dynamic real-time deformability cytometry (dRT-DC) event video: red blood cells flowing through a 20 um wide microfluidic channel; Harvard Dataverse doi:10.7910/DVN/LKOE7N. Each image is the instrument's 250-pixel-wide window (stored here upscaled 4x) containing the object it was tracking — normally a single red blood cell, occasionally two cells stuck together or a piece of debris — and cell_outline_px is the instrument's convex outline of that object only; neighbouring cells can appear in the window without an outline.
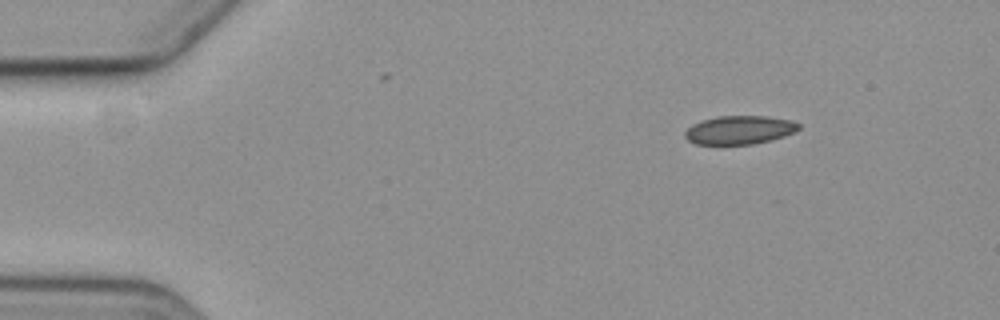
{"species": "common noctule bat (a hibernating species)", "species_latin": "Nyctalus noctula", "temperature_condition": "cold", "stored_images_in_passage": 4, "camera_frame_rate_fps": 3000, "um_per_image_px": 0.085, "animal": {"sex": "female", "body_mass_g": 19.3, "forearm_length_mm": 54.1}, "frame": {"image": 1, "passage_image": 1, "time_ms": 0.0, "image_size_px": [1000, 320], "cell_outline_px": [[800, 128], [784, 136], [772, 140], [752, 144], [696, 144], [688, 140], [684, 136], [684, 132], [692, 124], [700, 120], [716, 116], [768, 116], [792, 120], [800, 124]], "centroid_in_image_um": [62.84, 11.04], "position_along_channel_um": 22.2, "area_um2": 19.02}}
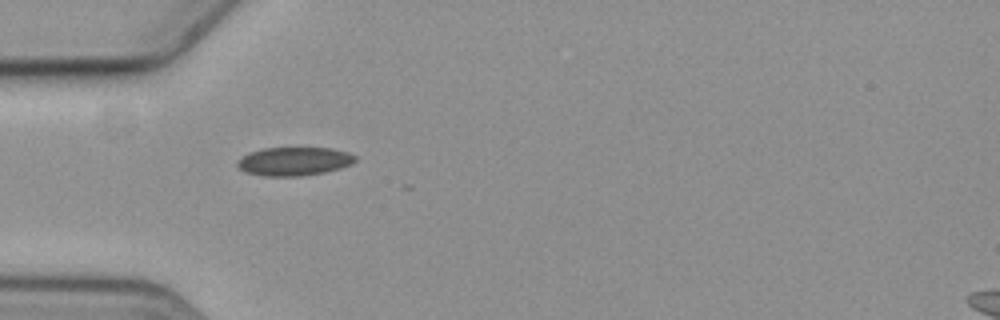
{"frame": {"image": 2, "passage_image": 3, "time_ms": 3.333, "image_size_px": [1000, 320], "cell_outline_px": [[356, 160], [352, 164], [340, 168], [324, 172], [300, 176], [264, 176], [244, 172], [236, 164], [236, 160], [248, 152], [264, 148], [332, 148], [348, 152], [356, 156]], "centroid_in_image_um": [24.98, 13.71], "position_along_channel_um": 60.0, "area_um2": 19.71}}
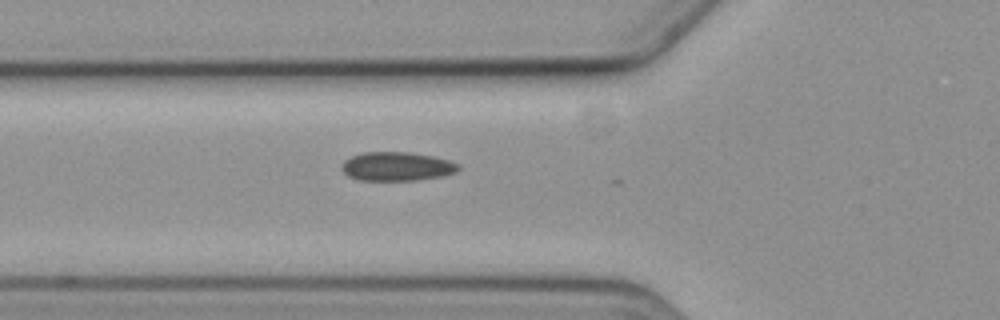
{"frame": {"image": 3, "passage_image": 4, "time_ms": 4.333, "image_size_px": [1000, 320], "cell_outline_px": [[460, 168], [456, 172], [444, 176], [420, 180], [360, 180], [348, 176], [340, 168], [344, 160], [352, 156], [364, 152], [408, 152], [432, 156], [448, 160], [460, 164]], "centroid_in_image_um": [33.75, 14.15], "position_along_channel_um": 92.1, "area_um2": 19.71}}